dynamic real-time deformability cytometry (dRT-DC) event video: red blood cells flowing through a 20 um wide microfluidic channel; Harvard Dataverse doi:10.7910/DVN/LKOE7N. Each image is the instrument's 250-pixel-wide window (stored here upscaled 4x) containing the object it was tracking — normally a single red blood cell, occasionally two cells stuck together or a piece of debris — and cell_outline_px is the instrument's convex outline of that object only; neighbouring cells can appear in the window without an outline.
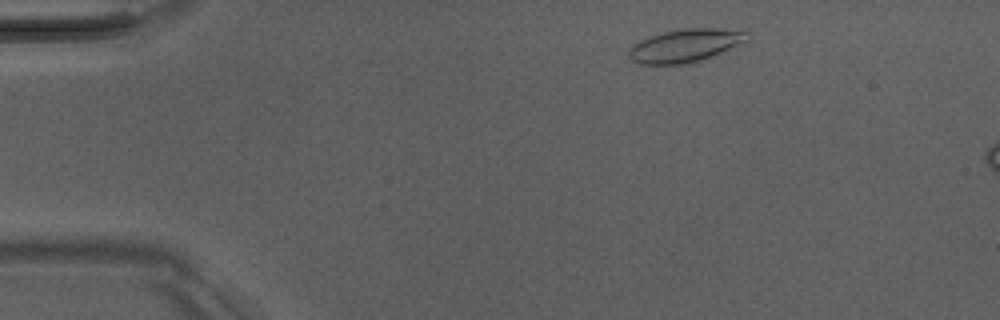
{"species": "Egyptian fruit bat (a non-hibernating species)", "species_latin": "Rousettus aegyptiacus", "temperature_condition": "room temperature", "stored_images_in_passage": 12, "camera_frame_rate_fps": 3000, "um_per_image_px": 0.085, "animal": {"sex": "male"}, "frame": {"image": 1, "passage_image": 4, "time_ms": 1.0, "image_size_px": [1000, 320], "cell_outline_px": [[752, 40], [712, 56], [688, 64], [640, 64], [632, 60], [628, 56], [628, 48], [640, 40], [648, 36], [664, 32], [684, 28], [716, 28], [748, 32]], "centroid_in_image_um": [58.27, 3.87], "position_along_channel_um": 26.7, "area_um2": 23.0}}